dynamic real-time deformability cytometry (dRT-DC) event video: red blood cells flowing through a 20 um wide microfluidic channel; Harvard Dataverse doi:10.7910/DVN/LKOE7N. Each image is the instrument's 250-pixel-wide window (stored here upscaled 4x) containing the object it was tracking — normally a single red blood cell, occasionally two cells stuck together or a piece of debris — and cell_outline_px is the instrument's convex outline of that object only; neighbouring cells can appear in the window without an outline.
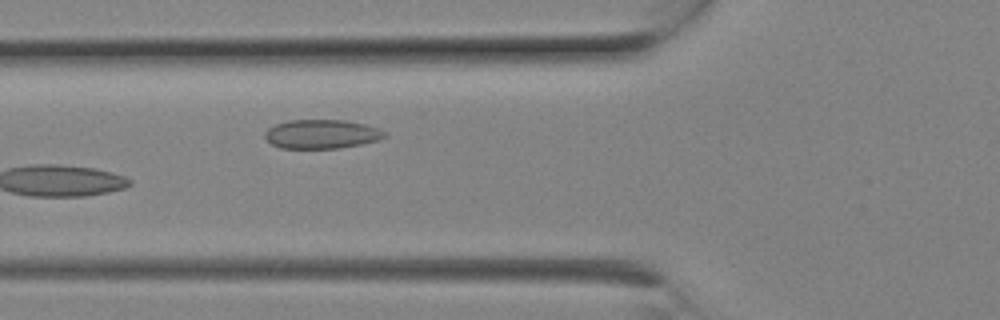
{"species": "Egyptian fruit bat (a non-hibernating species)", "species_latin": "Rousettus aegyptiacus", "temperature_condition": "room temperature", "stored_images_in_passage": 2, "camera_frame_rate_fps": 3000, "um_per_image_px": 0.085, "animal": {"sex": "female"}, "frame": {"image": 1, "passage_image": 2, "time_ms": 0.333, "image_size_px": [1000, 320], "cell_outline_px": [[388, 136], [380, 140], [340, 148], [280, 148], [272, 144], [264, 136], [264, 132], [268, 128], [276, 124], [288, 120], [344, 120], [364, 124], [376, 128], [384, 132]], "centroid_in_image_um": [27.33, 11.4], "position_along_channel_um": 98.5, "area_um2": 20.17}}